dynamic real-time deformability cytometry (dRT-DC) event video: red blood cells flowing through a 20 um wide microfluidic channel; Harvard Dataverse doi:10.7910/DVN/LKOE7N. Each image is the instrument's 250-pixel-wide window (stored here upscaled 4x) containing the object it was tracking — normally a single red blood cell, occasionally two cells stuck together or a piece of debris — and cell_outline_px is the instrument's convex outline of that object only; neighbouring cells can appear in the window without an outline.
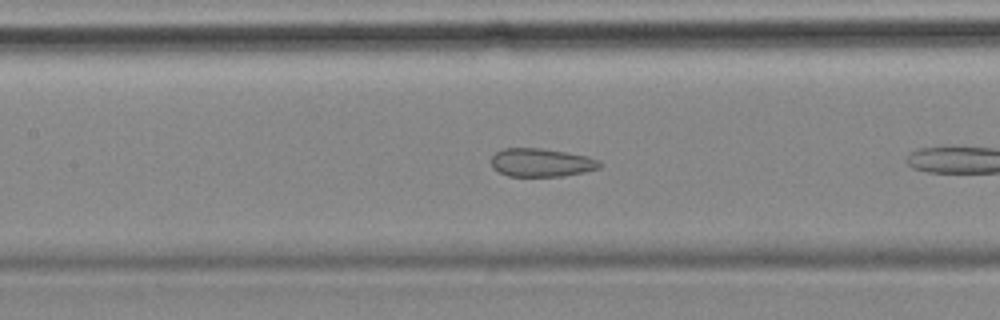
{"species": "common noctule bat (a hibernating species)", "species_latin": "Nyctalus noctula", "temperature_condition": "cold", "stored_images_in_passage": 11, "camera_frame_rate_fps": 3000, "um_per_image_px": 0.085, "animal": {"sex": "female", "body_mass_g": 18.4}, "frame": {"image": 1, "passage_image": 10, "time_ms": 3.0, "image_size_px": [1000, 320], "cell_outline_px": [[600, 168], [584, 172], [564, 176], [508, 176], [492, 168], [492, 156], [496, 152], [504, 148], [540, 148], [588, 156], [600, 160]], "centroid_in_image_um": [46.02, 13.82], "position_along_channel_um": 161.4, "area_um2": 17.86}}